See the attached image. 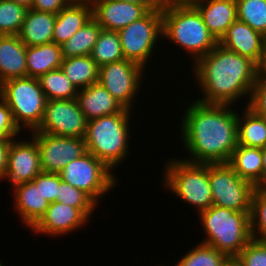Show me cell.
I'll use <instances>...</instances> for the list:
<instances>
[{"label":"cell","mask_w":266,"mask_h":266,"mask_svg":"<svg viewBox=\"0 0 266 266\" xmlns=\"http://www.w3.org/2000/svg\"><path fill=\"white\" fill-rule=\"evenodd\" d=\"M206 104L194 99L184 107L179 138L186 161L203 164L228 163L238 145V107Z\"/></svg>","instance_id":"obj_1"},{"label":"cell","mask_w":266,"mask_h":266,"mask_svg":"<svg viewBox=\"0 0 266 266\" xmlns=\"http://www.w3.org/2000/svg\"><path fill=\"white\" fill-rule=\"evenodd\" d=\"M257 68L250 58L217 44L190 67L194 75L191 77L197 82L196 89H201L202 98L198 94L196 100L206 104L237 106L235 103L244 98L247 100L244 106H247L252 87L258 80Z\"/></svg>","instance_id":"obj_2"},{"label":"cell","mask_w":266,"mask_h":266,"mask_svg":"<svg viewBox=\"0 0 266 266\" xmlns=\"http://www.w3.org/2000/svg\"><path fill=\"white\" fill-rule=\"evenodd\" d=\"M162 36L168 44L183 48L190 57V66L207 55L218 40L208 30L202 16L192 4L162 7ZM170 40V41H169ZM179 46V47H178Z\"/></svg>","instance_id":"obj_3"},{"label":"cell","mask_w":266,"mask_h":266,"mask_svg":"<svg viewBox=\"0 0 266 266\" xmlns=\"http://www.w3.org/2000/svg\"><path fill=\"white\" fill-rule=\"evenodd\" d=\"M133 111L105 115L88 121L85 135L86 149L105 163L113 172L128 158ZM133 114V115H132ZM131 135V136H130ZM120 164V165H119Z\"/></svg>","instance_id":"obj_4"},{"label":"cell","mask_w":266,"mask_h":266,"mask_svg":"<svg viewBox=\"0 0 266 266\" xmlns=\"http://www.w3.org/2000/svg\"><path fill=\"white\" fill-rule=\"evenodd\" d=\"M250 215L212 205L197 216L204 233L200 243L234 259L252 239Z\"/></svg>","instance_id":"obj_5"},{"label":"cell","mask_w":266,"mask_h":266,"mask_svg":"<svg viewBox=\"0 0 266 266\" xmlns=\"http://www.w3.org/2000/svg\"><path fill=\"white\" fill-rule=\"evenodd\" d=\"M162 167V188L173 193L179 201L191 205L197 215L213 205L208 177V164L193 163L172 156ZM163 178V179H162ZM163 180V181H162Z\"/></svg>","instance_id":"obj_6"},{"label":"cell","mask_w":266,"mask_h":266,"mask_svg":"<svg viewBox=\"0 0 266 266\" xmlns=\"http://www.w3.org/2000/svg\"><path fill=\"white\" fill-rule=\"evenodd\" d=\"M0 98L9 106L13 121L22 134L39 127L47 99L38 78H14L1 83Z\"/></svg>","instance_id":"obj_7"},{"label":"cell","mask_w":266,"mask_h":266,"mask_svg":"<svg viewBox=\"0 0 266 266\" xmlns=\"http://www.w3.org/2000/svg\"><path fill=\"white\" fill-rule=\"evenodd\" d=\"M118 34L124 58L144 69L149 67L147 62L154 59L157 44L159 46L163 39L162 8L149 10L140 19L118 30Z\"/></svg>","instance_id":"obj_8"},{"label":"cell","mask_w":266,"mask_h":266,"mask_svg":"<svg viewBox=\"0 0 266 266\" xmlns=\"http://www.w3.org/2000/svg\"><path fill=\"white\" fill-rule=\"evenodd\" d=\"M59 174L63 181L84 191L98 205L120 182L115 172L88 151L67 164Z\"/></svg>","instance_id":"obj_9"},{"label":"cell","mask_w":266,"mask_h":266,"mask_svg":"<svg viewBox=\"0 0 266 266\" xmlns=\"http://www.w3.org/2000/svg\"><path fill=\"white\" fill-rule=\"evenodd\" d=\"M213 205L251 214L255 187L242 179L228 163L208 164Z\"/></svg>","instance_id":"obj_10"},{"label":"cell","mask_w":266,"mask_h":266,"mask_svg":"<svg viewBox=\"0 0 266 266\" xmlns=\"http://www.w3.org/2000/svg\"><path fill=\"white\" fill-rule=\"evenodd\" d=\"M146 69L142 66L123 59L99 67L98 82L118 101L125 109L134 111L135 97H139L142 89L143 76ZM134 106V108H133Z\"/></svg>","instance_id":"obj_11"},{"label":"cell","mask_w":266,"mask_h":266,"mask_svg":"<svg viewBox=\"0 0 266 266\" xmlns=\"http://www.w3.org/2000/svg\"><path fill=\"white\" fill-rule=\"evenodd\" d=\"M87 123L77 99L47 100L42 122L35 132L85 138Z\"/></svg>","instance_id":"obj_12"},{"label":"cell","mask_w":266,"mask_h":266,"mask_svg":"<svg viewBox=\"0 0 266 266\" xmlns=\"http://www.w3.org/2000/svg\"><path fill=\"white\" fill-rule=\"evenodd\" d=\"M37 143L42 172L59 174L71 161L87 152L85 138L61 137L32 131Z\"/></svg>","instance_id":"obj_13"},{"label":"cell","mask_w":266,"mask_h":266,"mask_svg":"<svg viewBox=\"0 0 266 266\" xmlns=\"http://www.w3.org/2000/svg\"><path fill=\"white\" fill-rule=\"evenodd\" d=\"M20 138L12 139L10 142L8 165L4 176V180L12 187L32 182L42 172L36 141L31 136L25 137L26 139L22 136Z\"/></svg>","instance_id":"obj_14"},{"label":"cell","mask_w":266,"mask_h":266,"mask_svg":"<svg viewBox=\"0 0 266 266\" xmlns=\"http://www.w3.org/2000/svg\"><path fill=\"white\" fill-rule=\"evenodd\" d=\"M90 222L77 208L56 201L50 203L45 214L30 230L36 235L61 238L86 227Z\"/></svg>","instance_id":"obj_15"},{"label":"cell","mask_w":266,"mask_h":266,"mask_svg":"<svg viewBox=\"0 0 266 266\" xmlns=\"http://www.w3.org/2000/svg\"><path fill=\"white\" fill-rule=\"evenodd\" d=\"M92 17L102 29L118 31L143 17L148 10L143 5L117 0H90Z\"/></svg>","instance_id":"obj_16"},{"label":"cell","mask_w":266,"mask_h":266,"mask_svg":"<svg viewBox=\"0 0 266 266\" xmlns=\"http://www.w3.org/2000/svg\"><path fill=\"white\" fill-rule=\"evenodd\" d=\"M224 48L260 63L266 45V37L239 20L234 21L218 41Z\"/></svg>","instance_id":"obj_17"},{"label":"cell","mask_w":266,"mask_h":266,"mask_svg":"<svg viewBox=\"0 0 266 266\" xmlns=\"http://www.w3.org/2000/svg\"><path fill=\"white\" fill-rule=\"evenodd\" d=\"M10 189L14 196L13 210L30 231L45 214L50 203L43 198L39 187H35L32 182L20 183Z\"/></svg>","instance_id":"obj_18"},{"label":"cell","mask_w":266,"mask_h":266,"mask_svg":"<svg viewBox=\"0 0 266 266\" xmlns=\"http://www.w3.org/2000/svg\"><path fill=\"white\" fill-rule=\"evenodd\" d=\"M208 30L219 41L237 20L236 0H192Z\"/></svg>","instance_id":"obj_19"},{"label":"cell","mask_w":266,"mask_h":266,"mask_svg":"<svg viewBox=\"0 0 266 266\" xmlns=\"http://www.w3.org/2000/svg\"><path fill=\"white\" fill-rule=\"evenodd\" d=\"M92 18L90 0H72L56 14L53 42L63 44Z\"/></svg>","instance_id":"obj_20"},{"label":"cell","mask_w":266,"mask_h":266,"mask_svg":"<svg viewBox=\"0 0 266 266\" xmlns=\"http://www.w3.org/2000/svg\"><path fill=\"white\" fill-rule=\"evenodd\" d=\"M76 99L88 121L125 109L99 82L78 90Z\"/></svg>","instance_id":"obj_21"},{"label":"cell","mask_w":266,"mask_h":266,"mask_svg":"<svg viewBox=\"0 0 266 266\" xmlns=\"http://www.w3.org/2000/svg\"><path fill=\"white\" fill-rule=\"evenodd\" d=\"M26 48L17 35H0V84L27 77Z\"/></svg>","instance_id":"obj_22"},{"label":"cell","mask_w":266,"mask_h":266,"mask_svg":"<svg viewBox=\"0 0 266 266\" xmlns=\"http://www.w3.org/2000/svg\"><path fill=\"white\" fill-rule=\"evenodd\" d=\"M56 14L28 9L17 36L26 46L53 42Z\"/></svg>","instance_id":"obj_23"},{"label":"cell","mask_w":266,"mask_h":266,"mask_svg":"<svg viewBox=\"0 0 266 266\" xmlns=\"http://www.w3.org/2000/svg\"><path fill=\"white\" fill-rule=\"evenodd\" d=\"M228 164L255 188H262V148L237 145Z\"/></svg>","instance_id":"obj_24"},{"label":"cell","mask_w":266,"mask_h":266,"mask_svg":"<svg viewBox=\"0 0 266 266\" xmlns=\"http://www.w3.org/2000/svg\"><path fill=\"white\" fill-rule=\"evenodd\" d=\"M63 59L61 45L55 42L39 46H27V77L39 78L47 72L58 69Z\"/></svg>","instance_id":"obj_25"},{"label":"cell","mask_w":266,"mask_h":266,"mask_svg":"<svg viewBox=\"0 0 266 266\" xmlns=\"http://www.w3.org/2000/svg\"><path fill=\"white\" fill-rule=\"evenodd\" d=\"M238 112V145L264 148L266 146V119L244 106ZM244 109V110H243Z\"/></svg>","instance_id":"obj_26"},{"label":"cell","mask_w":266,"mask_h":266,"mask_svg":"<svg viewBox=\"0 0 266 266\" xmlns=\"http://www.w3.org/2000/svg\"><path fill=\"white\" fill-rule=\"evenodd\" d=\"M60 68L77 90L98 82L99 67L90 55L64 58Z\"/></svg>","instance_id":"obj_27"},{"label":"cell","mask_w":266,"mask_h":266,"mask_svg":"<svg viewBox=\"0 0 266 266\" xmlns=\"http://www.w3.org/2000/svg\"><path fill=\"white\" fill-rule=\"evenodd\" d=\"M102 30L92 17L72 37L61 44L63 58L90 55Z\"/></svg>","instance_id":"obj_28"},{"label":"cell","mask_w":266,"mask_h":266,"mask_svg":"<svg viewBox=\"0 0 266 266\" xmlns=\"http://www.w3.org/2000/svg\"><path fill=\"white\" fill-rule=\"evenodd\" d=\"M38 81L47 100H69L77 97V88L66 77L61 68L41 75Z\"/></svg>","instance_id":"obj_29"},{"label":"cell","mask_w":266,"mask_h":266,"mask_svg":"<svg viewBox=\"0 0 266 266\" xmlns=\"http://www.w3.org/2000/svg\"><path fill=\"white\" fill-rule=\"evenodd\" d=\"M90 56L98 67L125 59L118 31L102 29Z\"/></svg>","instance_id":"obj_30"},{"label":"cell","mask_w":266,"mask_h":266,"mask_svg":"<svg viewBox=\"0 0 266 266\" xmlns=\"http://www.w3.org/2000/svg\"><path fill=\"white\" fill-rule=\"evenodd\" d=\"M231 259L212 246L197 243L173 266H226Z\"/></svg>","instance_id":"obj_31"},{"label":"cell","mask_w":266,"mask_h":266,"mask_svg":"<svg viewBox=\"0 0 266 266\" xmlns=\"http://www.w3.org/2000/svg\"><path fill=\"white\" fill-rule=\"evenodd\" d=\"M237 20L266 37V0H236Z\"/></svg>","instance_id":"obj_32"},{"label":"cell","mask_w":266,"mask_h":266,"mask_svg":"<svg viewBox=\"0 0 266 266\" xmlns=\"http://www.w3.org/2000/svg\"><path fill=\"white\" fill-rule=\"evenodd\" d=\"M57 202L77 208L89 221L98 206L88 194L63 181L61 176Z\"/></svg>","instance_id":"obj_33"},{"label":"cell","mask_w":266,"mask_h":266,"mask_svg":"<svg viewBox=\"0 0 266 266\" xmlns=\"http://www.w3.org/2000/svg\"><path fill=\"white\" fill-rule=\"evenodd\" d=\"M27 8L9 0H0V35H17Z\"/></svg>","instance_id":"obj_34"},{"label":"cell","mask_w":266,"mask_h":266,"mask_svg":"<svg viewBox=\"0 0 266 266\" xmlns=\"http://www.w3.org/2000/svg\"><path fill=\"white\" fill-rule=\"evenodd\" d=\"M251 235L253 239L266 242V191L256 188L252 195Z\"/></svg>","instance_id":"obj_35"},{"label":"cell","mask_w":266,"mask_h":266,"mask_svg":"<svg viewBox=\"0 0 266 266\" xmlns=\"http://www.w3.org/2000/svg\"><path fill=\"white\" fill-rule=\"evenodd\" d=\"M234 260L239 266H266V242L252 238Z\"/></svg>","instance_id":"obj_36"},{"label":"cell","mask_w":266,"mask_h":266,"mask_svg":"<svg viewBox=\"0 0 266 266\" xmlns=\"http://www.w3.org/2000/svg\"><path fill=\"white\" fill-rule=\"evenodd\" d=\"M35 187H39L43 198L49 203L56 202L60 185V174L41 172L32 181Z\"/></svg>","instance_id":"obj_37"},{"label":"cell","mask_w":266,"mask_h":266,"mask_svg":"<svg viewBox=\"0 0 266 266\" xmlns=\"http://www.w3.org/2000/svg\"><path fill=\"white\" fill-rule=\"evenodd\" d=\"M20 132L13 121L9 106L0 98V138H20Z\"/></svg>","instance_id":"obj_38"},{"label":"cell","mask_w":266,"mask_h":266,"mask_svg":"<svg viewBox=\"0 0 266 266\" xmlns=\"http://www.w3.org/2000/svg\"><path fill=\"white\" fill-rule=\"evenodd\" d=\"M247 107L255 114L266 119V84L258 81L252 87Z\"/></svg>","instance_id":"obj_39"},{"label":"cell","mask_w":266,"mask_h":266,"mask_svg":"<svg viewBox=\"0 0 266 266\" xmlns=\"http://www.w3.org/2000/svg\"><path fill=\"white\" fill-rule=\"evenodd\" d=\"M71 1L72 0H34L31 9L58 14Z\"/></svg>","instance_id":"obj_40"},{"label":"cell","mask_w":266,"mask_h":266,"mask_svg":"<svg viewBox=\"0 0 266 266\" xmlns=\"http://www.w3.org/2000/svg\"><path fill=\"white\" fill-rule=\"evenodd\" d=\"M12 139L0 138V181H4V176L8 165V153Z\"/></svg>","instance_id":"obj_41"},{"label":"cell","mask_w":266,"mask_h":266,"mask_svg":"<svg viewBox=\"0 0 266 266\" xmlns=\"http://www.w3.org/2000/svg\"><path fill=\"white\" fill-rule=\"evenodd\" d=\"M258 66V81H261L266 84V45L263 51L262 59Z\"/></svg>","instance_id":"obj_42"},{"label":"cell","mask_w":266,"mask_h":266,"mask_svg":"<svg viewBox=\"0 0 266 266\" xmlns=\"http://www.w3.org/2000/svg\"><path fill=\"white\" fill-rule=\"evenodd\" d=\"M117 1L130 2L138 5H143L148 11L161 8L156 4L154 0H117Z\"/></svg>","instance_id":"obj_43"},{"label":"cell","mask_w":266,"mask_h":266,"mask_svg":"<svg viewBox=\"0 0 266 266\" xmlns=\"http://www.w3.org/2000/svg\"><path fill=\"white\" fill-rule=\"evenodd\" d=\"M159 7L168 5L191 4L192 0H154Z\"/></svg>","instance_id":"obj_44"},{"label":"cell","mask_w":266,"mask_h":266,"mask_svg":"<svg viewBox=\"0 0 266 266\" xmlns=\"http://www.w3.org/2000/svg\"><path fill=\"white\" fill-rule=\"evenodd\" d=\"M262 162H263V170H262V187L266 184V146L262 148Z\"/></svg>","instance_id":"obj_45"},{"label":"cell","mask_w":266,"mask_h":266,"mask_svg":"<svg viewBox=\"0 0 266 266\" xmlns=\"http://www.w3.org/2000/svg\"><path fill=\"white\" fill-rule=\"evenodd\" d=\"M9 1L24 6L27 9H31L34 0H9Z\"/></svg>","instance_id":"obj_46"},{"label":"cell","mask_w":266,"mask_h":266,"mask_svg":"<svg viewBox=\"0 0 266 266\" xmlns=\"http://www.w3.org/2000/svg\"><path fill=\"white\" fill-rule=\"evenodd\" d=\"M226 266H239L234 259H231Z\"/></svg>","instance_id":"obj_47"},{"label":"cell","mask_w":266,"mask_h":266,"mask_svg":"<svg viewBox=\"0 0 266 266\" xmlns=\"http://www.w3.org/2000/svg\"><path fill=\"white\" fill-rule=\"evenodd\" d=\"M0 266H6V265L4 264V262H3V263L1 262V259H0Z\"/></svg>","instance_id":"obj_48"},{"label":"cell","mask_w":266,"mask_h":266,"mask_svg":"<svg viewBox=\"0 0 266 266\" xmlns=\"http://www.w3.org/2000/svg\"><path fill=\"white\" fill-rule=\"evenodd\" d=\"M262 188L266 191V184Z\"/></svg>","instance_id":"obj_49"}]
</instances>
